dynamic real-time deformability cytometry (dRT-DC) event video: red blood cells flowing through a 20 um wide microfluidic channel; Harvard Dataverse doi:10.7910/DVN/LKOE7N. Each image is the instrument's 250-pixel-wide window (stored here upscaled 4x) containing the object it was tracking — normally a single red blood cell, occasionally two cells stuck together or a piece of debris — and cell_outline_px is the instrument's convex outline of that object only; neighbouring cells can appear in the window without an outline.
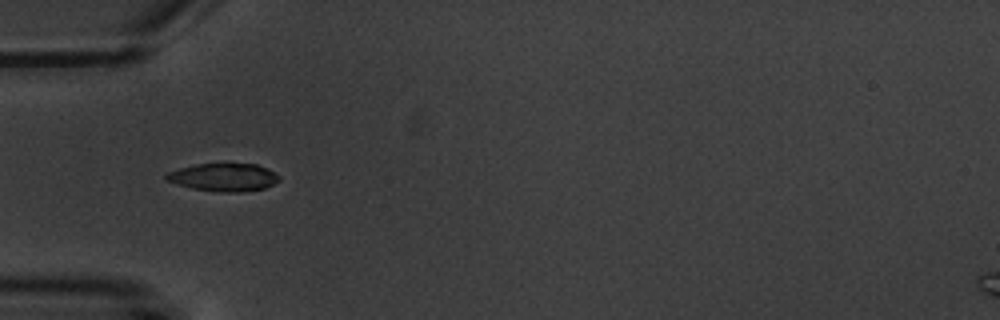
{"species": "common noctule bat (a hibernating species)", "species_latin": "Nyctalus noctula", "temperature_condition": "warm", "stored_images_in_passage": 9, "camera_frame_rate_fps": 3000, "um_per_image_px": 0.085, "animal": {"sex": "male", "body_mass_g": 20.1, "forearm_length_mm": 53.5}, "frame": {"image": 1, "passage_image": 3, "time_ms": 2.333, "image_size_px": [1000, 320], "cell_outline_px": [[280, 180], [264, 188], [240, 192], [220, 192], [192, 188], [164, 180], [164, 176], [168, 172], [180, 168], [196, 164], [228, 160], [256, 164], [268, 168], [280, 176]], "centroid_in_image_um": [19.02, 15.01], "position_along_channel_um": 66.0, "area_um2": 19.13}}
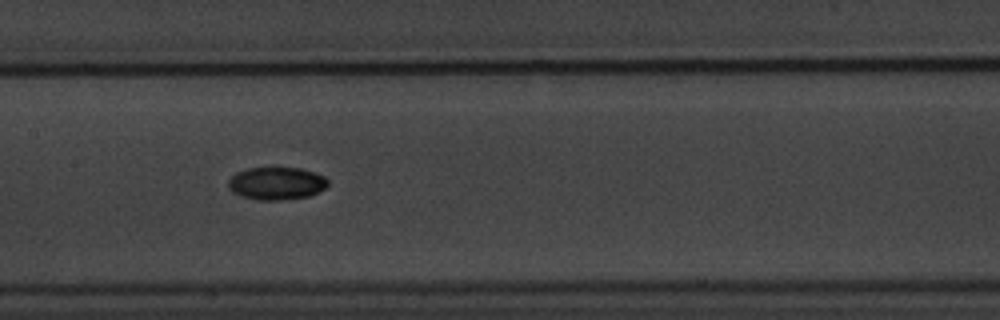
{"frame": {"image": 2, "passage_image": 6, "time_ms": 5.667, "image_size_px": [1000, 320], "cell_outline_px": [[328, 184], [324, 188], [308, 196], [280, 200], [256, 200], [240, 196], [232, 192], [228, 188], [228, 180], [236, 172], [248, 168], [300, 168], [324, 176], [328, 180]], "centroid_in_image_um": [23.45, 15.59], "position_along_channel_um": 184.0, "area_um2": 18.9}}
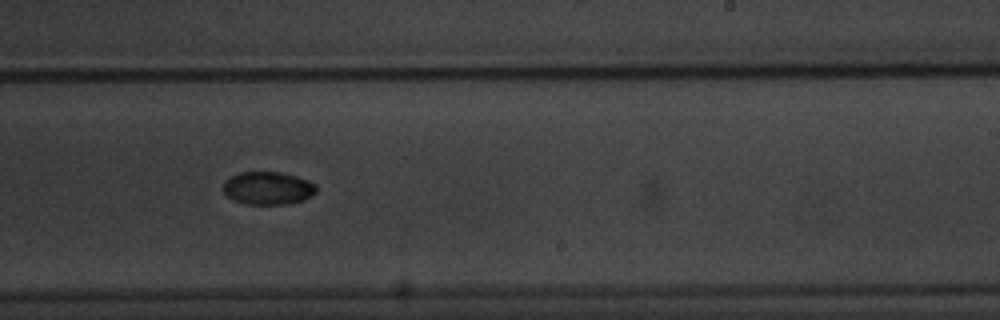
{"frame": {"image": 3, "passage_image": 8, "time_ms": 8.0, "image_size_px": [1000, 320], "cell_outline_px": [[316, 192], [304, 200], [288, 204], [244, 204], [228, 196], [224, 192], [224, 180], [228, 176], [240, 172], [280, 172], [296, 176], [308, 180], [316, 184]], "centroid_in_image_um": [22.77, 15.98], "position_along_channel_um": 266.2, "area_um2": 17.92}}